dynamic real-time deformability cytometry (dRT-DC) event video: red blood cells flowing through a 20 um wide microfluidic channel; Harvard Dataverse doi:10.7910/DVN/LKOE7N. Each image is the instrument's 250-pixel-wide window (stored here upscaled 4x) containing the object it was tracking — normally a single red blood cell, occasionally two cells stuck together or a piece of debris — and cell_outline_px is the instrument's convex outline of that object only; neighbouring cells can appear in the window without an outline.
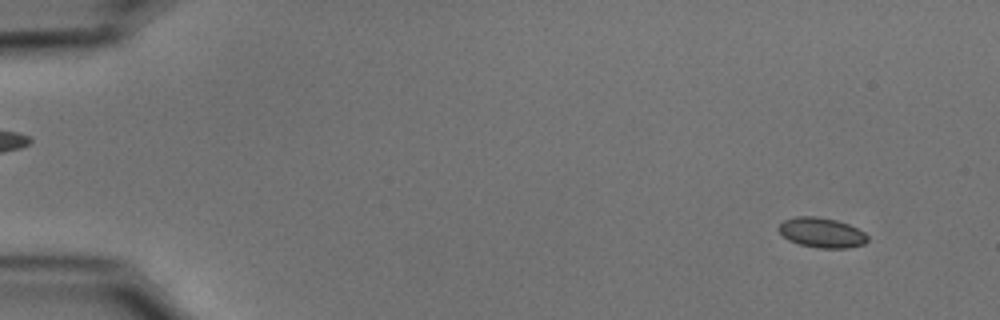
{"species": "common noctule bat (a hibernating species)", "species_latin": "Nyctalus noctula", "temperature_condition": "cold", "stored_images_in_passage": 56, "camera_frame_rate_fps": 3000, "um_per_image_px": 0.085, "animal": {"sex": "male", "body_mass_g": 15.6}, "frame": {"image": 1, "passage_image": 5, "time_ms": 1.333, "image_size_px": [1000, 320], "cell_outline_px": [[868, 240], [864, 244], [848, 248], [820, 248], [800, 244], [788, 240], [776, 228], [784, 220], [796, 216], [816, 216], [836, 220], [848, 224], [864, 232], [868, 236]], "centroid_in_image_um": [69.84, 19.77], "position_along_channel_um": 15.2, "area_um2": 15.49}}
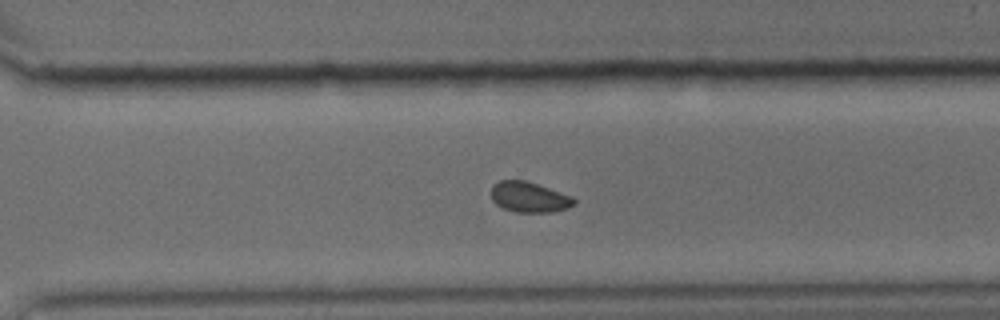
{"frame": {"image": 2, "passage_image": 40, "time_ms": 13.0, "image_size_px": [1000, 320], "cell_outline_px": [[576, 204], [568, 208], [552, 212], [516, 212], [504, 208], [496, 204], [492, 200], [492, 184], [500, 180], [524, 180], [572, 196], [576, 200]], "centroid_in_image_um": [44.99, 16.76], "position_along_channel_um": 325.6, "area_um2": 14.62}}
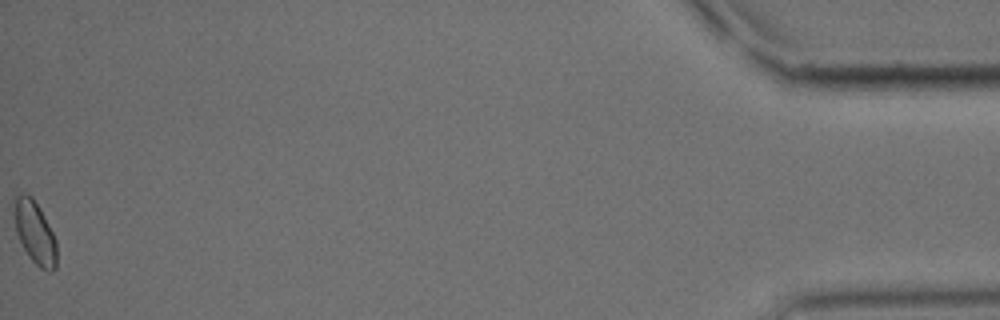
{"frame": {"image": 3, "passage_image": 56, "time_ms": 18.333, "image_size_px": [1000, 320], "cell_outline_px": [[56, 268], [52, 272], [48, 272], [40, 268], [28, 256], [16, 232], [12, 204], [12, 196], [16, 192], [24, 192], [32, 196], [40, 208], [56, 240]], "centroid_in_image_um": [2.92, 19.69], "position_along_channel_um": 432.3, "area_um2": 15.95}, "authors_computed_cell_mechanics": {"area_um2": 15.1725, "velocity_mm_per_s": 3.6905, "shape_relaxation_time_tau1_ms": null, "shape_relaxation_time_tau2_ms": 5.6482, "deformation_change_tau1": null, "deformation_change_tau2": 0.0795}}